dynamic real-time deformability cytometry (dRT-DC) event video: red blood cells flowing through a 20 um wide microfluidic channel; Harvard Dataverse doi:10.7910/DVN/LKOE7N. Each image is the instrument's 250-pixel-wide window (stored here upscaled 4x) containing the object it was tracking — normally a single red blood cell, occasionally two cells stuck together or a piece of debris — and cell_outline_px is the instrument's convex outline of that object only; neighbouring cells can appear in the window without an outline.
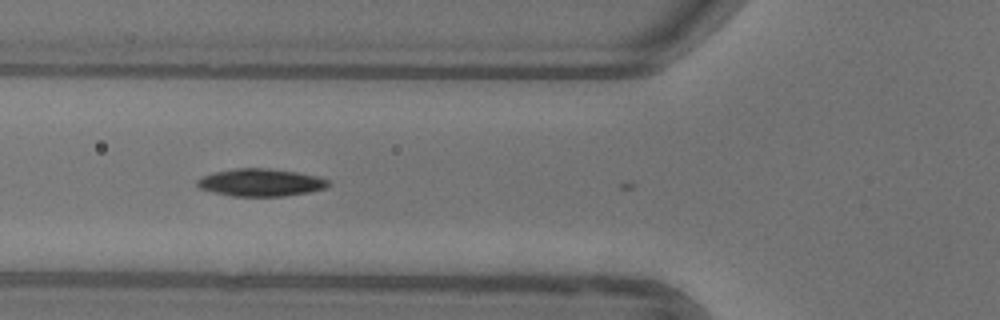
{"species": "common noctule bat (a hibernating species)", "species_latin": "Nyctalus noctula", "temperature_condition": "warm", "stored_images_in_passage": 8, "camera_frame_rate_fps": 3000, "um_per_image_px": 0.085, "animal": {"sex": "female"}, "frame": {"image": 1, "passage_image": 7, "time_ms": 2.0, "image_size_px": [1000, 320], "cell_outline_px": [[332, 184], [324, 188], [308, 192], [284, 196], [232, 196], [212, 192], [200, 188], [196, 184], [196, 180], [200, 176], [216, 172], [236, 168], [260, 168], [296, 172], [316, 176], [328, 180]], "centroid_in_image_um": [22.12, 15.52], "position_along_channel_um": 103.7, "area_um2": 20.87}}